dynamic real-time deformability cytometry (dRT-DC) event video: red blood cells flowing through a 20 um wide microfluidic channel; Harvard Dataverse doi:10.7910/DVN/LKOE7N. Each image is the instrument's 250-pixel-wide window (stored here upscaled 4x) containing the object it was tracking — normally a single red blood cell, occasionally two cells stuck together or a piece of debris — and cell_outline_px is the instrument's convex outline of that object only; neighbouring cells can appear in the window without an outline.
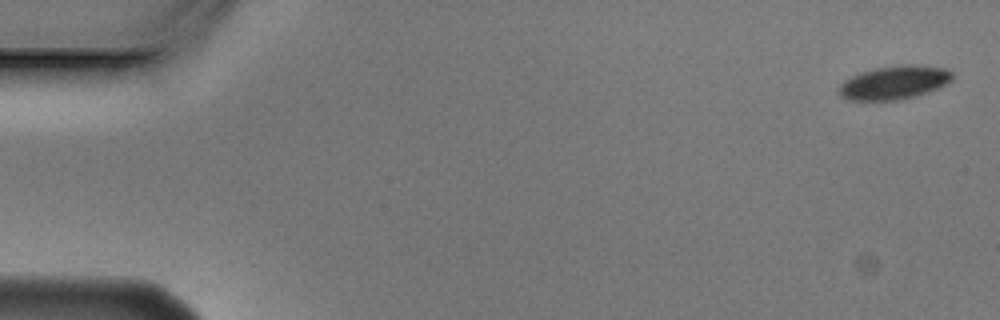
{"species": "Egyptian fruit bat (a non-hibernating species)", "species_latin": "Rousettus aegyptiacus", "temperature_condition": "cold", "stored_images_in_passage": 5, "segment_of_instrument_passage": [2, 2], "camera_frame_rate_fps": 3000, "um_per_image_px": 0.085, "animal": {"sex": "male"}, "frame": {"image": 1, "passage_image": 5, "time_ms": 1.333, "image_size_px": [1000, 320], "cell_outline_px": [[952, 80], [936, 88], [912, 96], [896, 100], [848, 100], [840, 96], [840, 84], [844, 80], [860, 72], [876, 68], [900, 64], [916, 64], [944, 68], [952, 72]], "centroid_in_image_um": [75.98, 6.99], "position_along_channel_um": 9.0, "area_um2": 21.85}}